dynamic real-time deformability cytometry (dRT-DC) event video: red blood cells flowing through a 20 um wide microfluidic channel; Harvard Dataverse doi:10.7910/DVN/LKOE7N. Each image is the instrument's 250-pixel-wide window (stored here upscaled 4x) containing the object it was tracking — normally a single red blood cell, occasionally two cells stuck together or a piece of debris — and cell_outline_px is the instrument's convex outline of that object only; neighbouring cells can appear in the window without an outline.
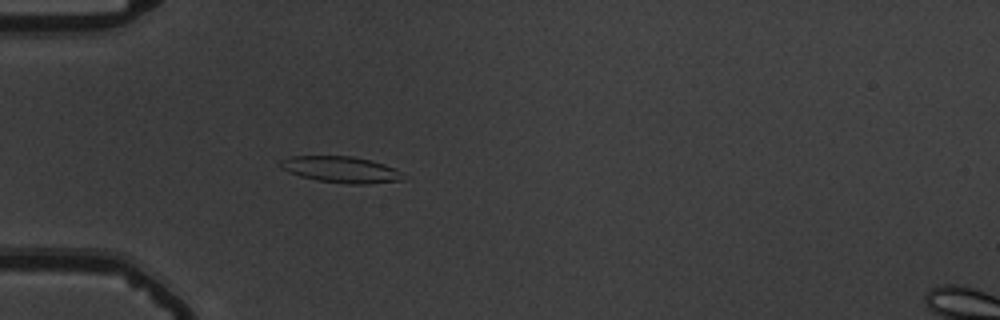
{"species": "common noctule bat (a hibernating species)", "species_latin": "Nyctalus noctula", "temperature_condition": "warm", "stored_images_in_passage": 55, "camera_frame_rate_fps": 3000, "um_per_image_px": 0.085, "animal": {"sex": "male", "body_mass_g": 19.5, "forearm_length_mm": 54.6}, "frame": {"image": 1, "passage_image": 17, "time_ms": 5.333, "image_size_px": [1000, 320], "cell_outline_px": [[404, 180], [364, 184], [348, 184], [316, 180], [300, 176], [288, 172], [280, 168], [280, 160], [292, 156], [352, 156], [372, 160], [396, 168], [400, 172]], "centroid_in_image_um": [28.97, 14.41], "position_along_channel_um": 56.0, "area_um2": 18.84}}
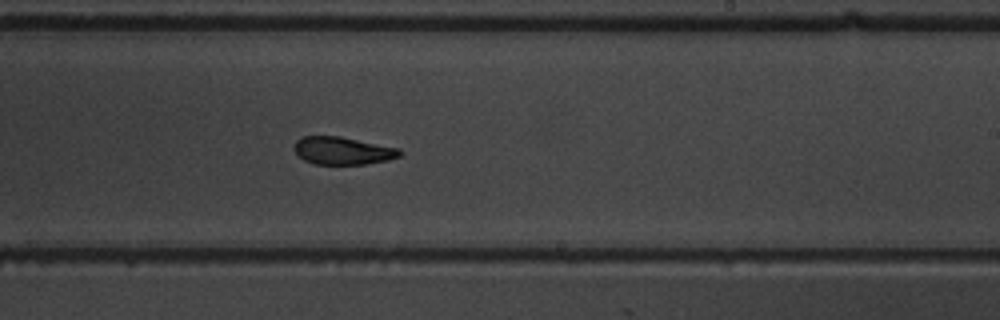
{"frame": {"image": 2, "passage_image": 34, "time_ms": 11.0, "image_size_px": [1000, 320], "cell_outline_px": [[404, 152], [400, 156], [388, 160], [368, 164], [312, 164], [304, 160], [292, 148], [296, 140], [304, 136], [340, 136], [400, 148]], "centroid_in_image_um": [29.15, 12.81], "position_along_channel_um": 259.9, "area_um2": 17.22}}
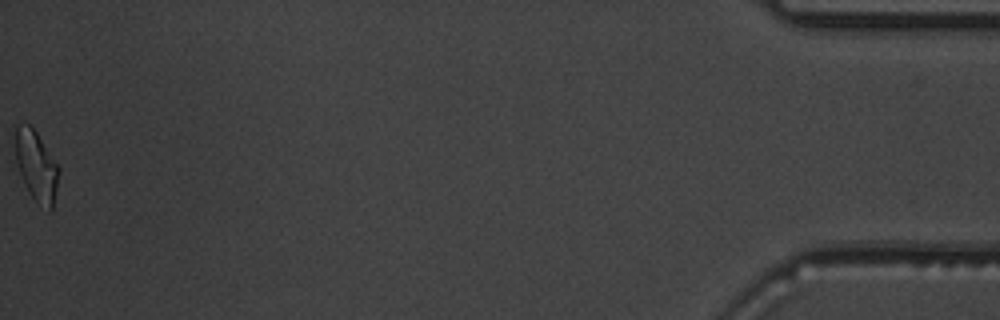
{"frame": {"image": 3, "passage_image": 55, "time_ms": 18.0, "image_size_px": [1000, 320], "cell_outline_px": [[60, 172], [52, 212], [48, 212], [36, 204], [12, 168], [12, 124], [28, 124], [36, 132], [60, 168]], "centroid_in_image_um": [2.95, 14.11], "position_along_channel_um": 432.2, "area_um2": 19.77}, "authors_computed_cell_mechanics": {"area_um2": 18.3804, "velocity_mm_per_s": 3.7672, "shape_relaxation_time_tau1_ms": 4.9426, "shape_relaxation_time_tau2_ms": 3.8571, "deformation_change_tau1": 0.1606, "deformation_change_tau2": 0.105}}